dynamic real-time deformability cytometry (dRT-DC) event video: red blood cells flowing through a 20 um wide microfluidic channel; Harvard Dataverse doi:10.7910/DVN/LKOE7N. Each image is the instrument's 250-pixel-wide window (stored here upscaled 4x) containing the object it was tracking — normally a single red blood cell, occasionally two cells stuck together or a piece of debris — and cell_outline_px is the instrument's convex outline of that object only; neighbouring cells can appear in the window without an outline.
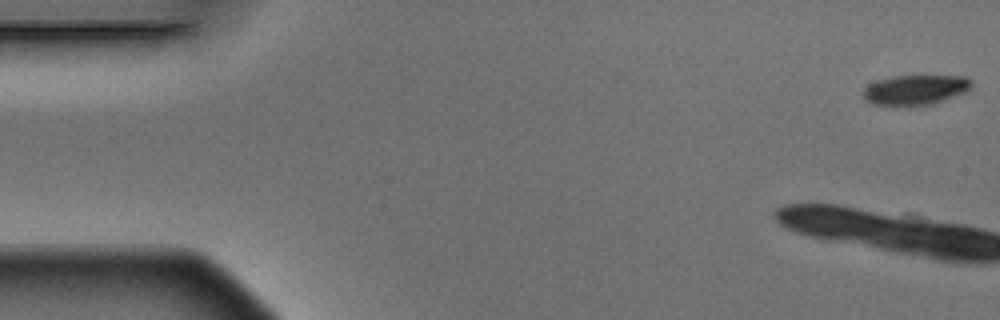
{"species": "Egyptian fruit bat (a non-hibernating species)", "species_latin": "Rousettus aegyptiacus", "temperature_condition": "warm", "stored_images_in_passage": 6, "camera_frame_rate_fps": 3000, "um_per_image_px": 0.085, "animal": {"sex": "male"}, "frame": {"image": 1, "passage_image": 1, "time_ms": 0.0, "image_size_px": [1000, 320], "cell_outline_px": [[972, 88], [964, 92], [944, 100], [932, 104], [912, 108], [896, 108], [872, 104], [864, 100], [864, 88], [868, 84], [876, 80], [892, 76], [964, 76], [972, 80]], "centroid_in_image_um": [77.75, 7.68], "position_along_channel_um": 7.3, "area_um2": 19.71}}
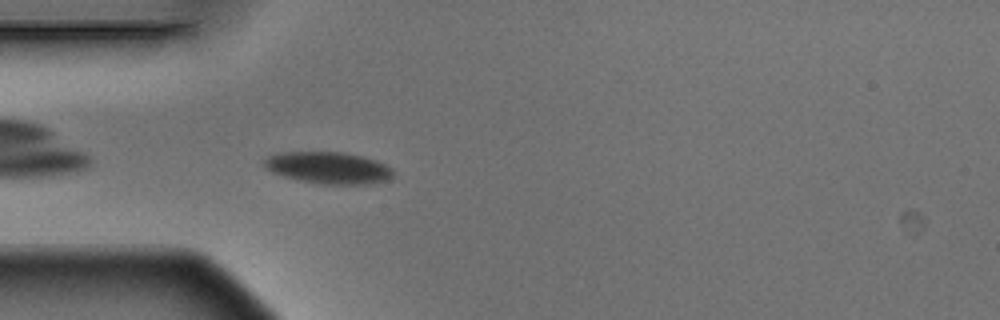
{"frame": {"image": 2, "passage_image": 6, "time_ms": 1.667, "image_size_px": [1000, 320], "cell_outline_px": [[396, 172], [388, 180], [372, 184], [324, 184], [300, 180], [284, 176], [272, 172], [264, 168], [264, 160], [268, 156], [284, 152], [344, 152], [364, 156], [376, 160], [392, 168]], "centroid_in_image_um": [27.96, 14.26], "position_along_channel_um": 57.0, "area_um2": 23.99}}